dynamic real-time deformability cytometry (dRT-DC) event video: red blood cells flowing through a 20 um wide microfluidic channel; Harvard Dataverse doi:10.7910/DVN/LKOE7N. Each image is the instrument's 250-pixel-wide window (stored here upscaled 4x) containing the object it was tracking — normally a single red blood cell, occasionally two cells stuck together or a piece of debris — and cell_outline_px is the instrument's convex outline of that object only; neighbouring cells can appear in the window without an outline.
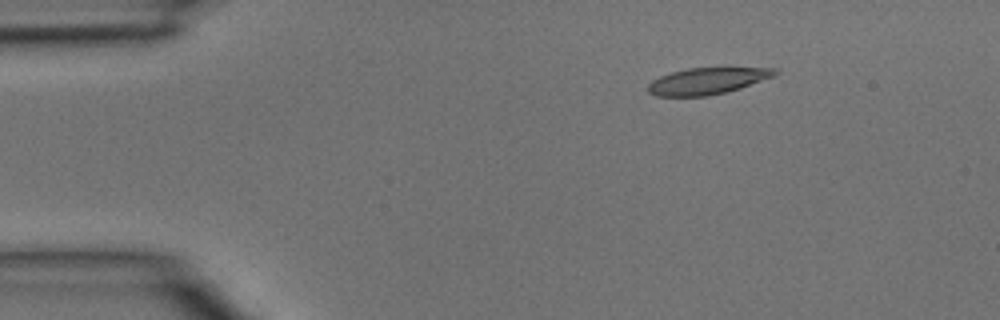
{"species": "common noctule bat (a hibernating species)", "species_latin": "Nyctalus noctula", "temperature_condition": "room temperature", "stored_images_in_passage": 4, "camera_frame_rate_fps": 3000, "um_per_image_px": 0.085, "animal": {"sex": "male", "body_mass_g": 15.6}, "frame": {"image": 1, "passage_image": 1, "time_ms": 0.0, "image_size_px": [1000, 320], "cell_outline_px": [[780, 72], [772, 76], [740, 88], [728, 92], [708, 96], [656, 96], [648, 92], [648, 84], [652, 80], [660, 76], [672, 72], [688, 68], [776, 68]], "centroid_in_image_um": [60.09, 6.89], "position_along_channel_um": 24.9, "area_um2": 19.48}}
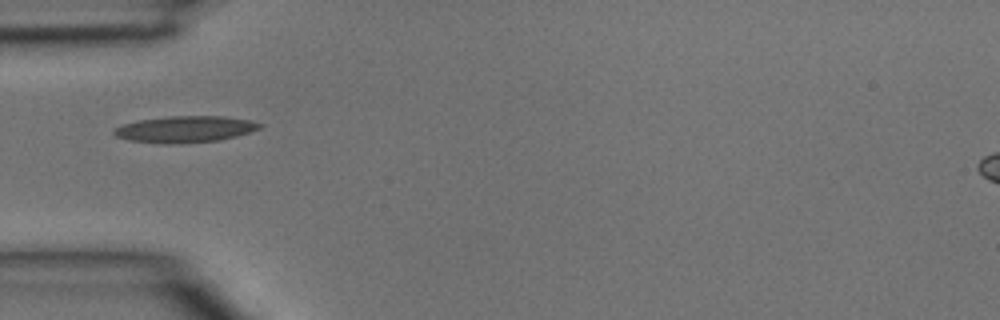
{"frame": {"image": 2, "passage_image": 3, "time_ms": 0.667, "image_size_px": [1000, 320], "cell_outline_px": [[264, 124], [260, 128], [236, 136], [220, 140], [180, 144], [160, 144], [128, 140], [116, 136], [112, 132], [116, 128], [124, 124], [140, 120], [172, 116], [224, 116], [248, 120]], "centroid_in_image_um": [15.73, 11.0], "position_along_channel_um": 69.3, "area_um2": 22.43}}
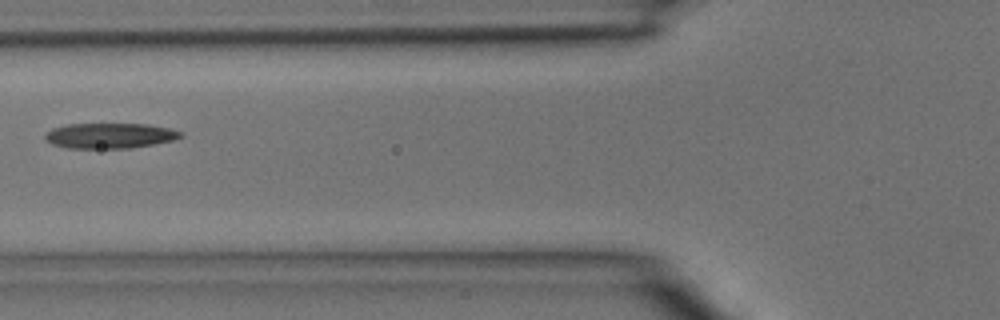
{"frame": {"image": 3, "passage_image": 4, "time_ms": 1.0, "image_size_px": [1000, 320], "cell_outline_px": [[184, 136], [172, 140], [132, 148], [68, 148], [52, 144], [44, 140], [44, 136], [52, 128], [68, 124], [148, 124], [168, 128], [184, 132]], "centroid_in_image_um": [9.33, 11.53], "position_along_channel_um": 116.5, "area_um2": 20.0}}